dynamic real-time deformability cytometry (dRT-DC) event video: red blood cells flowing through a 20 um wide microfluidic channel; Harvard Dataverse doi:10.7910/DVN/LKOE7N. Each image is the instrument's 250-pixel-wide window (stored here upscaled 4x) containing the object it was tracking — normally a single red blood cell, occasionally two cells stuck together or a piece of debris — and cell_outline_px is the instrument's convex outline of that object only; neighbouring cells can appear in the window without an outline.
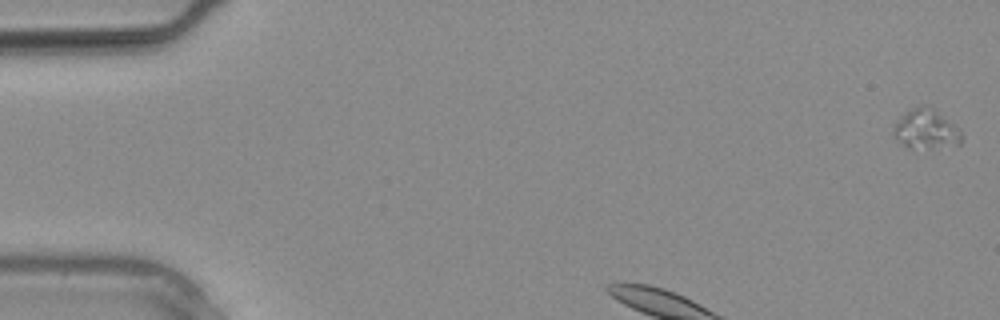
{"species": "common noctule bat (a hibernating species)", "species_latin": "Nyctalus noctula", "temperature_condition": "warm", "stored_images_in_passage": 7, "camera_frame_rate_fps": 3000, "um_per_image_px": 0.085, "animal": {"sex": "male", "body_mass_g": 20.4}, "frame": {"image": 1, "passage_image": 1, "time_ms": 0.0, "image_size_px": [1000, 320], "cell_outline_px": [[964, 136], [960, 144], [912, 152], [892, 132], [892, 128], [900, 116], [904, 112], [920, 104], [924, 104], [932, 108], [960, 132]], "centroid_in_image_um": [78.66, 11.03], "position_along_channel_um": 6.3, "area_um2": 15.78}}
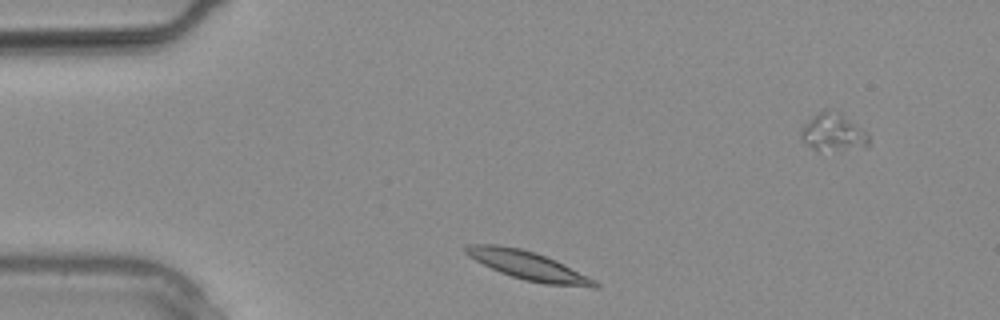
{"frame": {"image": 2, "passage_image": 3, "time_ms": 0.667, "image_size_px": [1000, 320], "cell_outline_px": [[600, 288], [592, 288], [544, 284], [524, 280], [500, 272], [468, 256], [464, 252], [464, 248], [468, 244], [496, 244], [520, 248], [556, 260], [596, 280], [600, 284]], "centroid_in_image_um": [44.94, 22.59], "position_along_channel_um": 40.1, "area_um2": 21.44}}
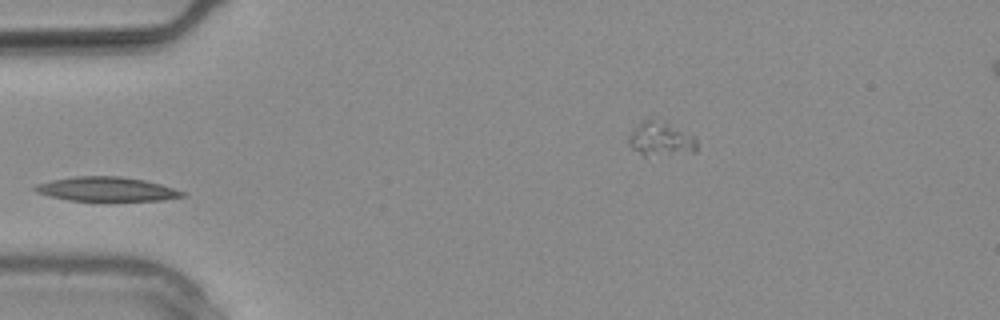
{"frame": {"image": 3, "passage_image": 6, "time_ms": 1.667, "image_size_px": [1000, 320], "cell_outline_px": [[188, 196], [164, 200], [112, 204], [68, 200], [36, 192], [32, 188], [36, 184], [52, 180], [76, 176], [120, 176], [144, 180], [160, 184], [188, 192]], "centroid_in_image_um": [9.16, 16.13], "position_along_channel_um": 75.8, "area_um2": 22.08}}